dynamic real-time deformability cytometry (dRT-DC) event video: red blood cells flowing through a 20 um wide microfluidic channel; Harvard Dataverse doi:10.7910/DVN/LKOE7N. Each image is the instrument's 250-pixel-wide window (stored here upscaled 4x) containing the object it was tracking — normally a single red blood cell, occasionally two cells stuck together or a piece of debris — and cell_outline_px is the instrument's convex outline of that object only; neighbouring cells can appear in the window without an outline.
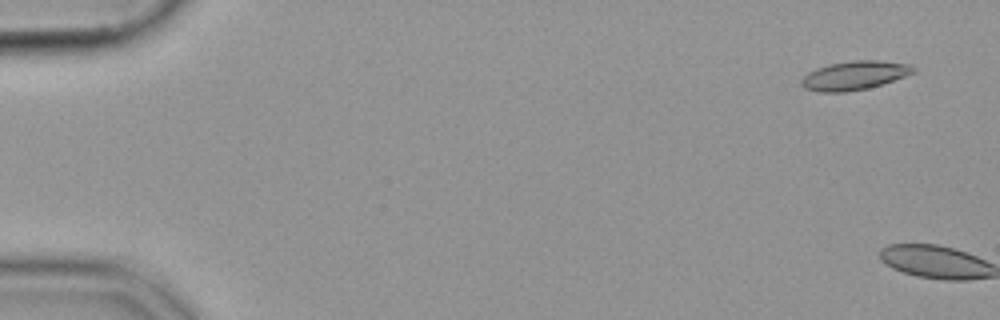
{"species": "common noctule bat (a hibernating species)", "species_latin": "Nyctalus noctula", "temperature_condition": "cold", "stored_images_in_passage": 6, "camera_frame_rate_fps": 3000, "um_per_image_px": 0.085, "animal": {"sex": "female", "body_mass_g": 19.9}, "frame": {"image": 1, "passage_image": 4, "time_ms": 1.0, "image_size_px": [1000, 320], "cell_outline_px": [[916, 72], [868, 88], [848, 92], [820, 92], [804, 88], [800, 84], [800, 80], [808, 72], [816, 68], [828, 64], [852, 60], [880, 60], [912, 64], [916, 68]], "centroid_in_image_um": [72.62, 6.4], "position_along_channel_um": 12.4, "area_um2": 18.96}}